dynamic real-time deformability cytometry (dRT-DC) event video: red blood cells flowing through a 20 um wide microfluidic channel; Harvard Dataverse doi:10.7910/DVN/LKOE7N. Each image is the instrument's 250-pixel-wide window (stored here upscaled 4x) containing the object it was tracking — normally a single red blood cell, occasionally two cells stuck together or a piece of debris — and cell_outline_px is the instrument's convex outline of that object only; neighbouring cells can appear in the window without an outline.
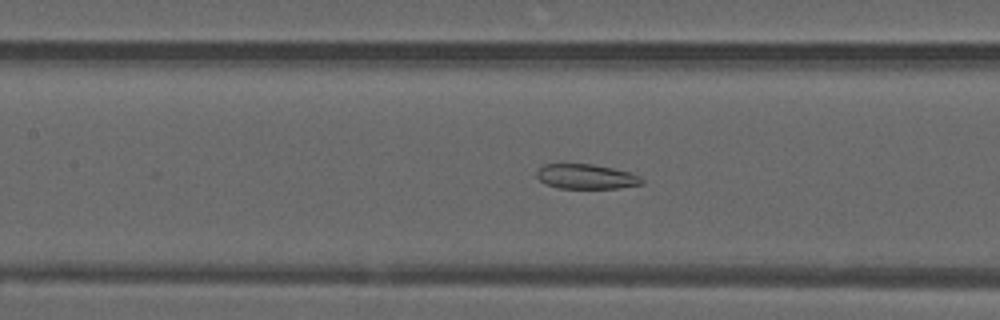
{"species": "common noctule bat (a hibernating species)", "species_latin": "Nyctalus noctula", "temperature_condition": "warm", "stored_images_in_passage": 52, "camera_frame_rate_fps": 3000, "um_per_image_px": 0.085, "animal": {"sex": "male", "forearm_length_mm": 52.5}, "frame": {"image": 1, "passage_image": 24, "time_ms": 7.667, "image_size_px": [1000, 320], "cell_outline_px": [[644, 184], [620, 188], [560, 188], [544, 184], [536, 176], [536, 172], [544, 164], [592, 164], [612, 168], [628, 172], [640, 176], [644, 180]], "centroid_in_image_um": [49.83, 15.01], "position_along_channel_um": 157.6, "area_um2": 15.2}}
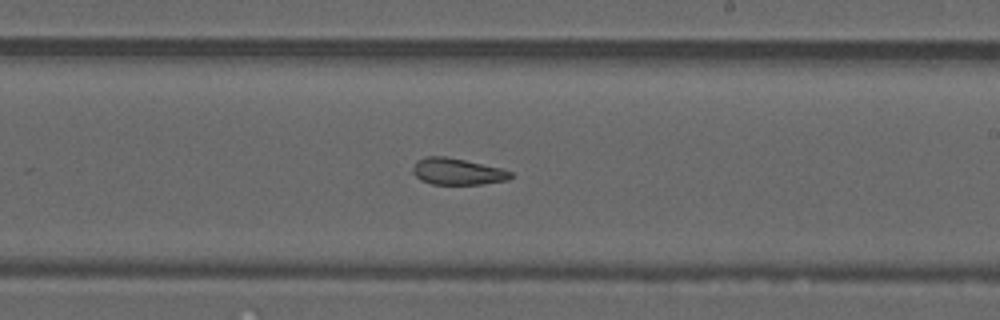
{"frame": {"image": 2, "passage_image": 31, "time_ms": 10.0, "image_size_px": [1000, 320], "cell_outline_px": [[512, 176], [508, 180], [484, 184], [432, 184], [420, 180], [412, 172], [412, 168], [416, 160], [428, 156], [444, 156], [464, 160], [500, 168], [512, 172]], "centroid_in_image_um": [38.85, 14.58], "position_along_channel_um": 250.2, "area_um2": 15.09}}
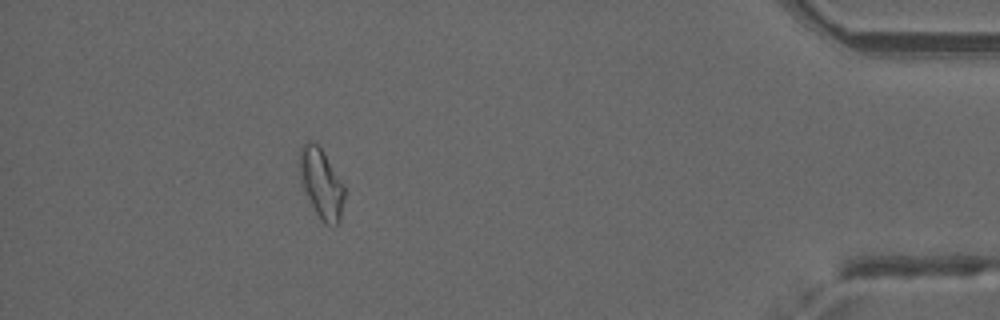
{"frame": {"image": 3, "passage_image": 47, "time_ms": 15.333, "image_size_px": [1000, 320], "cell_outline_px": [[344, 196], [340, 220], [336, 224], [324, 224], [300, 188], [300, 148], [308, 140], [312, 140], [320, 148], [344, 184]], "centroid_in_image_um": [27.28, 15.6], "position_along_channel_um": 407.9, "area_um2": 18.09}, "authors_computed_cell_mechanics": {"area_um2": 18.3804, "velocity_mm_per_s": 3.9818, "shape_relaxation_time_tau1_ms": null, "shape_relaxation_time_tau2_ms": 3.3545, "deformation_change_tau1": null, "deformation_change_tau2": 0.1164}}